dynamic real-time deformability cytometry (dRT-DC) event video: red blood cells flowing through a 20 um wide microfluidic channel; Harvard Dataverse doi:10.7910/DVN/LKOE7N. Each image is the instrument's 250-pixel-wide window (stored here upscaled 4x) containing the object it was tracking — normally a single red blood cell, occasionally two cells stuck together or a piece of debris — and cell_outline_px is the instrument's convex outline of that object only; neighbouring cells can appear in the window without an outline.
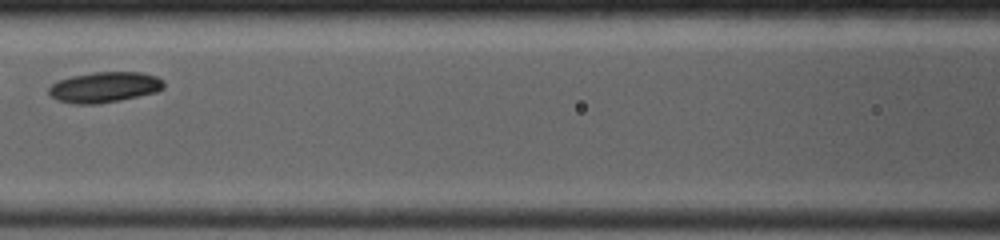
{"species": "common noctule bat (a hibernating species)", "species_latin": "Nyctalus noctula", "temperature_condition": "room temperature", "stored_images_in_passage": 27, "camera_frame_rate_fps": 4000, "um_per_image_px": 0.085, "animal": {"sex": "female", "body_mass_g": 19.0, "forearm_length_mm": 53.3}, "frame": {"image": 1, "passage_image": 8, "time_ms": 3.0, "image_size_px": [1000, 240], "cell_outline_px": [[164, 88], [156, 92], [120, 100], [100, 104], [72, 104], [56, 100], [48, 92], [48, 88], [52, 84], [60, 80], [72, 76], [92, 72], [140, 72], [156, 76], [164, 80]], "centroid_in_image_um": [8.88, 7.41], "position_along_channel_um": 157.7, "area_um2": 20.58}}